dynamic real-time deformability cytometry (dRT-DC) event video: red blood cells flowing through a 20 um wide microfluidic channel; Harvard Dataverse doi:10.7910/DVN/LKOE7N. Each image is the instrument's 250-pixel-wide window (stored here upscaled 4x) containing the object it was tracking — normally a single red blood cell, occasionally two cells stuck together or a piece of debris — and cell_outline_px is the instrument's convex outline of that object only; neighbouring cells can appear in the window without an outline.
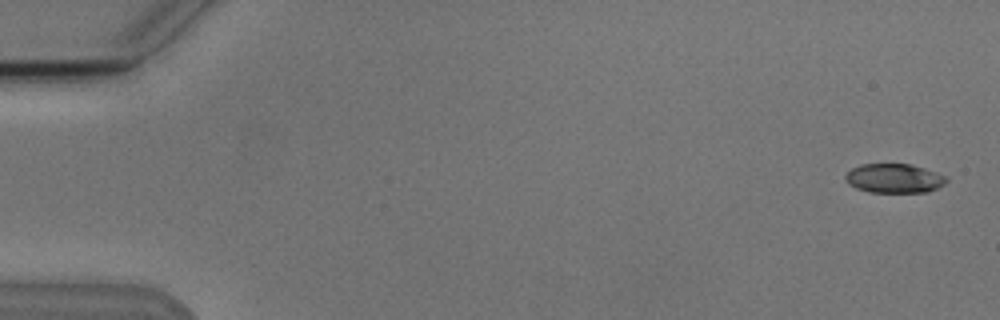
{"species": "Egyptian fruit bat (a non-hibernating species)", "species_latin": "Rousettus aegyptiacus", "temperature_condition": "cold", "stored_images_in_passage": 6, "camera_frame_rate_fps": 3000, "um_per_image_px": 0.085, "animal": {"sex": "male"}, "frame": {"image": 1, "passage_image": 1, "time_ms": 0.0, "image_size_px": [1000, 320], "cell_outline_px": [[948, 180], [944, 184], [936, 188], [924, 192], [868, 192], [856, 188], [848, 184], [844, 180], [844, 176], [852, 168], [860, 164], [908, 164], [924, 168], [948, 176]], "centroid_in_image_um": [75.98, 15.16], "position_along_channel_um": 9.0, "area_um2": 17.22}}